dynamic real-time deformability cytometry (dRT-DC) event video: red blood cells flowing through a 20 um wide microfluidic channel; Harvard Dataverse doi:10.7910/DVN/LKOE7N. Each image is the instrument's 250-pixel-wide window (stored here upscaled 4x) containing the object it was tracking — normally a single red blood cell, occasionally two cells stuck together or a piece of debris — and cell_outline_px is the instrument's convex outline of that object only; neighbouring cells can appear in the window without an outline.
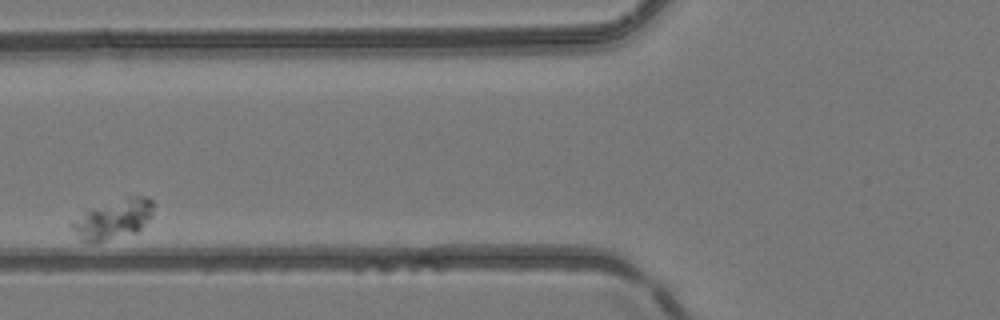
{"species": "common noctule bat (a hibernating species)", "species_latin": "Nyctalus noctula", "temperature_condition": "room temperature", "stored_images_in_passage": 6, "camera_frame_rate_fps": 3000, "um_per_image_px": 0.085, "animal": {"sex": "female", "body_mass_g": 24.6, "forearm_length_mm": 56.2}, "frame": {"image": 1, "passage_image": 3, "time_ms": 2.0, "image_size_px": [1000, 320], "cell_outline_px": [[152, 216], [136, 232], [96, 244], [92, 244], [84, 240], [68, 224], [92, 208], [128, 196], [148, 196], [152, 200]], "centroid_in_image_um": [9.65, 18.64], "position_along_channel_um": 116.1, "area_um2": 18.5}}
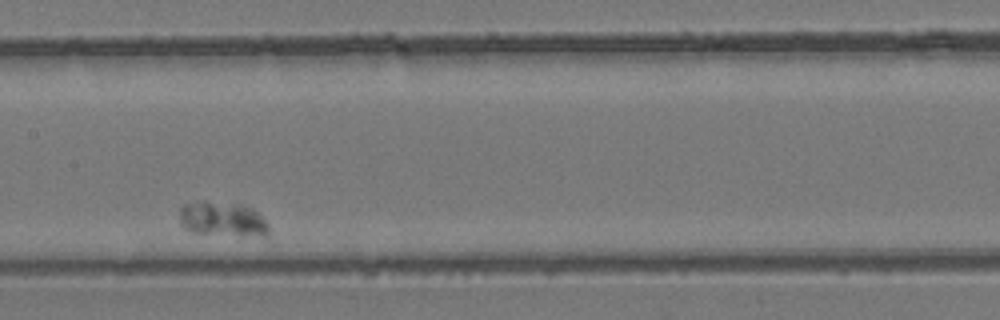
{"frame": {"image": 2, "passage_image": 5, "time_ms": 4.333, "image_size_px": [1000, 320], "cell_outline_px": [[268, 240], [192, 232], [184, 228], [180, 224], [180, 208], [184, 204], [200, 200], [204, 200], [236, 204], [252, 208], [268, 224]], "centroid_in_image_um": [18.97, 18.68], "position_along_channel_um": 188.4, "area_um2": 18.84}}
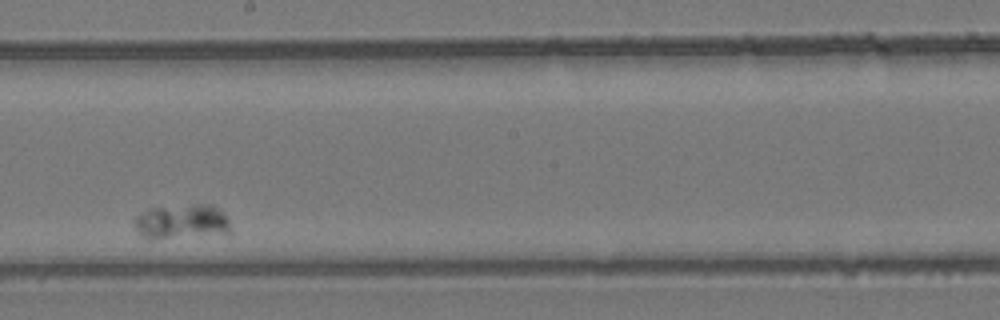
{"frame": {"image": 3, "passage_image": 6, "time_ms": 5.667, "image_size_px": [1000, 320], "cell_outline_px": [[232, 232], [152, 240], [148, 240], [140, 236], [136, 232], [132, 224], [136, 216], [152, 208], [196, 204], [212, 204], [228, 220]], "centroid_in_image_um": [15.36, 18.87], "position_along_channel_um": 232.8, "area_um2": 19.48}}